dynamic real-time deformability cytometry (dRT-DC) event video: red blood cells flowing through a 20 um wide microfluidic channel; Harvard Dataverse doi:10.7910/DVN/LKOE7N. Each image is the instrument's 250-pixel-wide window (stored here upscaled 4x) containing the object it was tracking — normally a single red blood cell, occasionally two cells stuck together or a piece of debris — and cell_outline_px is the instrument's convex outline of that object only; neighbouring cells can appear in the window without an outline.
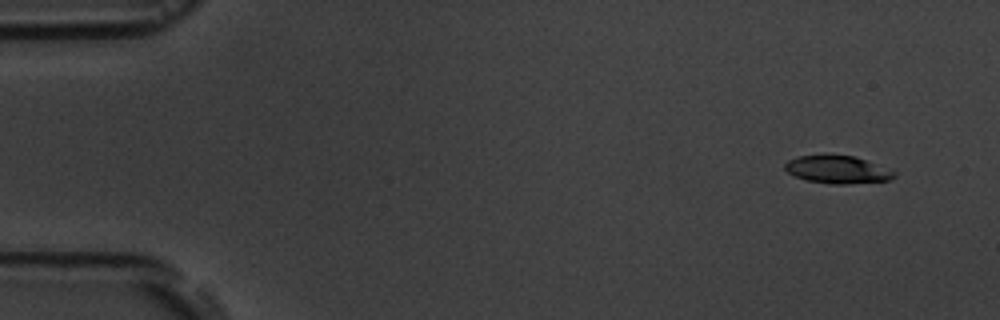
{"species": "common noctule bat (a hibernating species)", "species_latin": "Nyctalus noctula", "temperature_condition": "room temperature", "stored_images_in_passage": 4, "camera_frame_rate_fps": 3000, "um_per_image_px": 0.085, "animal": {"sex": "male", "body_mass_g": 19.5, "forearm_length_mm": 54.6}, "frame": {"image": 1, "passage_image": 1, "time_ms": 0.0, "image_size_px": [1000, 320], "cell_outline_px": [[896, 176], [888, 180], [848, 184], [832, 184], [804, 180], [788, 172], [784, 168], [784, 164], [788, 160], [796, 156], [852, 156], [864, 160], [896, 172]], "centroid_in_image_um": [71.14, 14.44], "position_along_channel_um": 13.9, "area_um2": 17.22}}
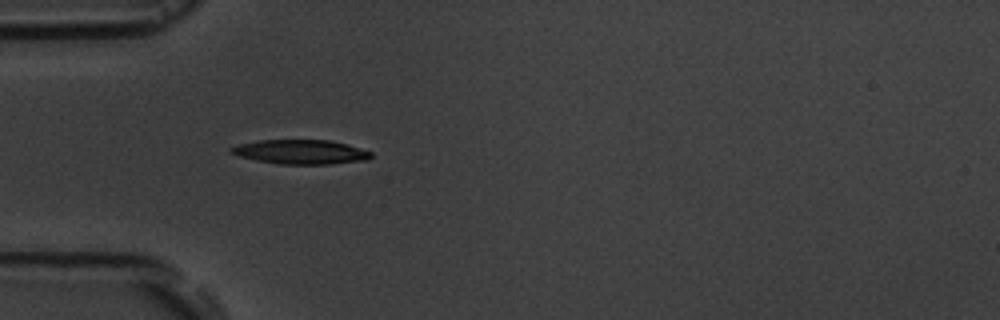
{"frame": {"image": 2, "passage_image": 4, "time_ms": 4.333, "image_size_px": [1000, 320], "cell_outline_px": [[372, 156], [368, 160], [328, 164], [280, 164], [256, 160], [236, 156], [228, 148], [240, 144], [260, 140], [328, 140], [348, 144], [372, 152]], "centroid_in_image_um": [25.57, 12.91], "position_along_channel_um": 59.4, "area_um2": 19.83}}